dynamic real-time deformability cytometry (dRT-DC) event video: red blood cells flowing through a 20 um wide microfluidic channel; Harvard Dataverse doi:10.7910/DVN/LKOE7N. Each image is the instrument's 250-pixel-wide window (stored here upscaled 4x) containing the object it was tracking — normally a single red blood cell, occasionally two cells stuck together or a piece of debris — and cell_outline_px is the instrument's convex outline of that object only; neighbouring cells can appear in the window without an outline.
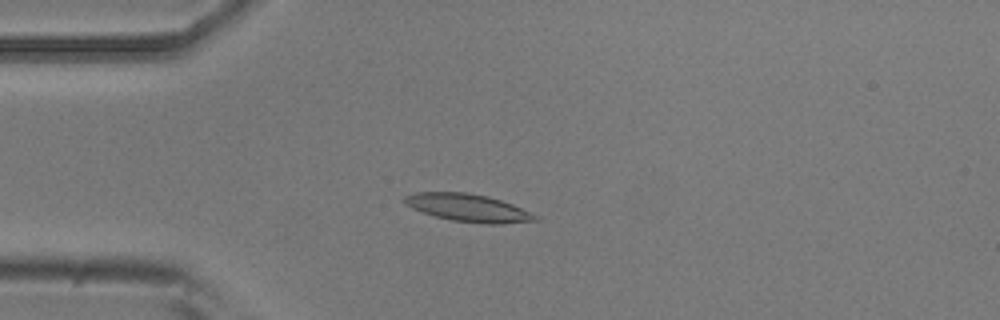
{"species": "common noctule bat (a hibernating species)", "species_latin": "Nyctalus noctula", "temperature_condition": "room temperature", "stored_images_in_passage": 7, "camera_frame_rate_fps": 3000, "um_per_image_px": 0.085, "animal": {"sex": "male", "body_mass_g": 20.5, "forearm_length_mm": 52.5}, "frame": {"image": 1, "passage_image": 3, "time_ms": 0.667, "image_size_px": [1000, 320], "cell_outline_px": [[540, 220], [500, 224], [484, 224], [452, 220], [436, 216], [412, 208], [404, 204], [404, 196], [416, 192], [468, 192], [488, 196], [512, 204], [540, 216]], "centroid_in_image_um": [39.82, 17.66], "position_along_channel_um": 45.2, "area_um2": 21.1}}
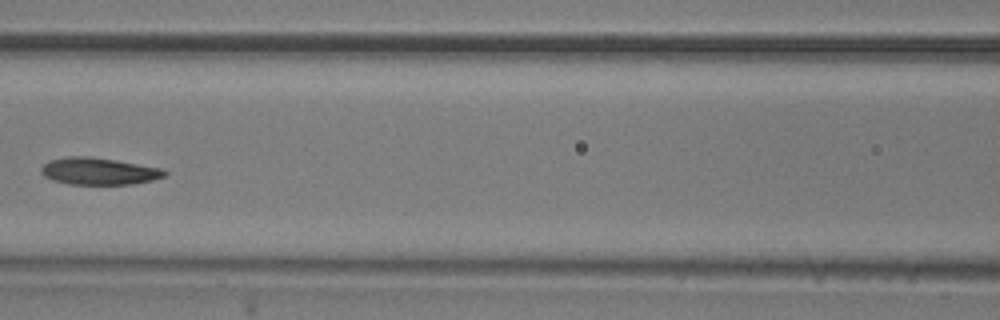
{"frame": {"image": 2, "passage_image": 6, "time_ms": 1.667, "image_size_px": [1000, 320], "cell_outline_px": [[168, 172], [164, 176], [152, 180], [132, 184], [68, 184], [52, 180], [44, 176], [40, 172], [40, 168], [48, 160], [68, 156], [88, 156], [116, 160], [160, 168]], "centroid_in_image_um": [8.34, 14.55], "position_along_channel_um": 158.3, "area_um2": 19.42}}
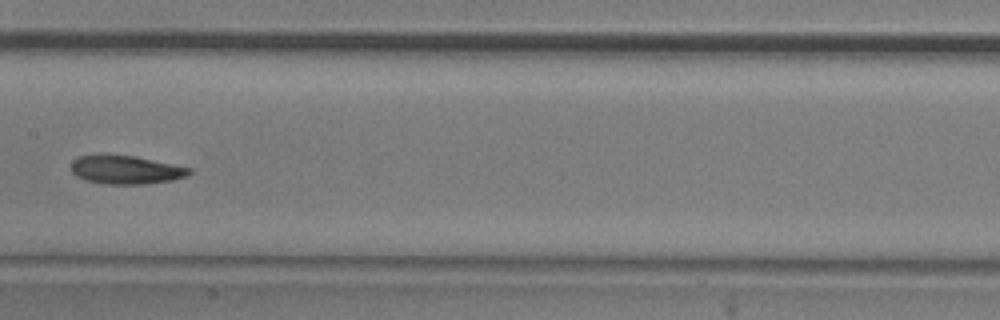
{"frame": {"image": 3, "passage_image": 7, "time_ms": 2.0, "image_size_px": [1000, 320], "cell_outline_px": [[192, 172], [188, 176], [172, 180], [148, 184], [104, 184], [84, 180], [76, 176], [72, 172], [72, 160], [80, 156], [136, 156], [192, 168]], "centroid_in_image_um": [10.75, 14.46], "position_along_channel_um": 196.7, "area_um2": 19.48}}